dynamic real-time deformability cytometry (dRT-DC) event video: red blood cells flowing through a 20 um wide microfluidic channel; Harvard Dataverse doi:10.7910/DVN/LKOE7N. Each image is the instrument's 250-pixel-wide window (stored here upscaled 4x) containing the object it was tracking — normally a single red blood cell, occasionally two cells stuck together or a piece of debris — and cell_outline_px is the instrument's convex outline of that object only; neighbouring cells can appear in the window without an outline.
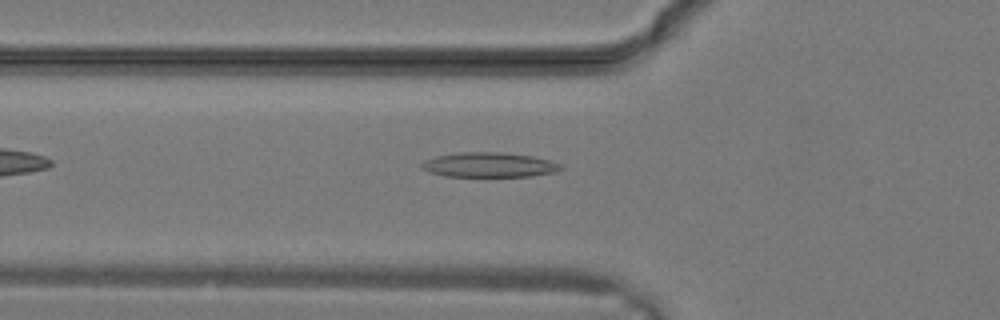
{"species": "common noctule bat (a hibernating species)", "species_latin": "Nyctalus noctula", "temperature_condition": "warm", "stored_images_in_passage": 20, "camera_frame_rate_fps": 3000, "um_per_image_px": 0.085, "animal": {"sex": "male", "body_mass_g": 19.2, "forearm_length_mm": 51.8}, "frame": {"image": 1, "passage_image": 2, "time_ms": 0.333, "image_size_px": [1000, 320], "cell_outline_px": [[564, 168], [556, 172], [532, 176], [444, 176], [428, 172], [420, 168], [420, 164], [424, 160], [436, 156], [460, 152], [500, 152], [532, 156], [548, 160], [560, 164]], "centroid_in_image_um": [41.54, 14.01], "position_along_channel_um": 84.3, "area_um2": 20.11}}
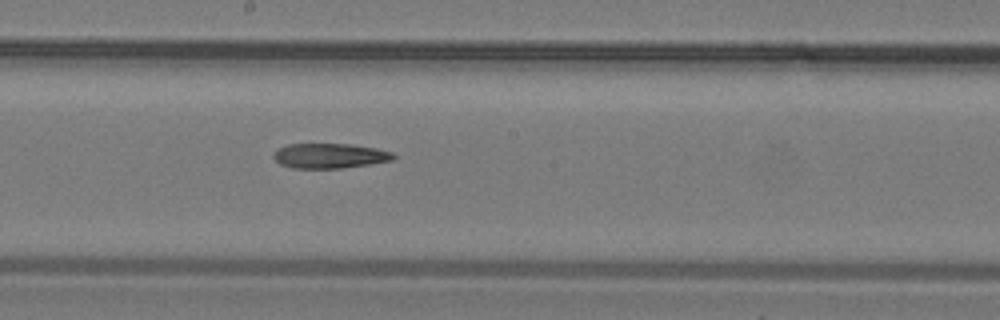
{"frame": {"image": 2, "passage_image": 8, "time_ms": 2.333, "image_size_px": [1000, 320], "cell_outline_px": [[396, 156], [392, 160], [368, 164], [340, 168], [292, 168], [280, 164], [272, 156], [280, 148], [288, 144], [352, 144], [376, 148], [392, 152]], "centroid_in_image_um": [28.03, 13.24], "position_along_channel_um": 220.2, "area_um2": 17.22}}
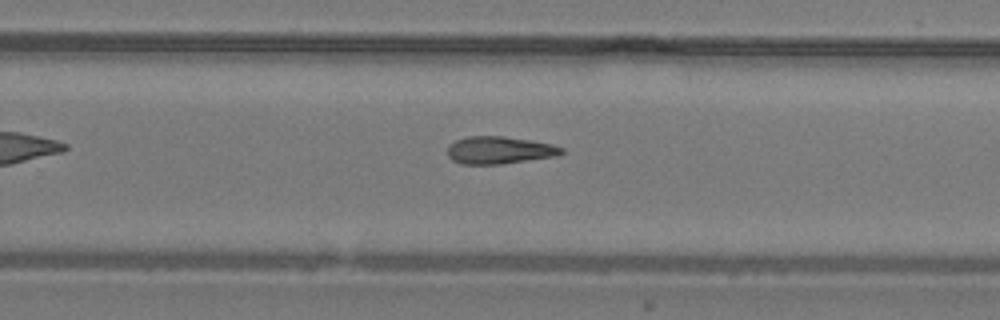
{"frame": {"image": 3, "passage_image": 11, "time_ms": 3.333, "image_size_px": [1000, 320], "cell_outline_px": [[564, 152], [556, 156], [500, 164], [460, 164], [452, 160], [448, 156], [448, 144], [456, 140], [468, 136], [504, 136], [552, 144], [564, 148]], "centroid_in_image_um": [42.42, 12.76], "position_along_channel_um": 287.4, "area_um2": 18.21}}